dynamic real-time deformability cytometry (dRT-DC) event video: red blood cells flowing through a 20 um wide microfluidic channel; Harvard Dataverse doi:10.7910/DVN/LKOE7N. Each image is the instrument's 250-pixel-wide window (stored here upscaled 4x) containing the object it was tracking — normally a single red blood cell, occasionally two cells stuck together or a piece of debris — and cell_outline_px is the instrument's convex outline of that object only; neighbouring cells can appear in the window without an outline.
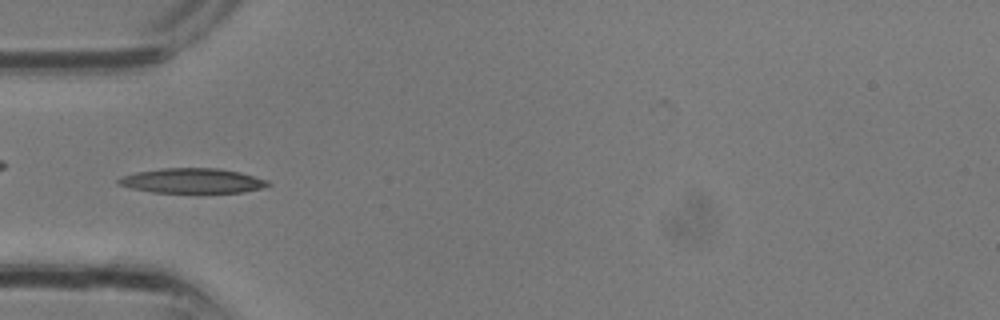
{"species": "common noctule bat (a hibernating species)", "species_latin": "Nyctalus noctula", "temperature_condition": "room temperature", "stored_images_in_passage": 24, "camera_frame_rate_fps": 3000, "um_per_image_px": 0.085, "animal": {"sex": "male", "body_mass_g": 13.3}, "frame": {"image": 1, "passage_image": 2, "time_ms": 0.333, "image_size_px": [1000, 320], "cell_outline_px": [[272, 184], [260, 188], [244, 192], [196, 196], [152, 192], [132, 188], [116, 184], [116, 180], [124, 176], [136, 172], [160, 168], [216, 168], [240, 172], [268, 180]], "centroid_in_image_um": [16.37, 15.42], "position_along_channel_um": 68.6, "area_um2": 22.83}}
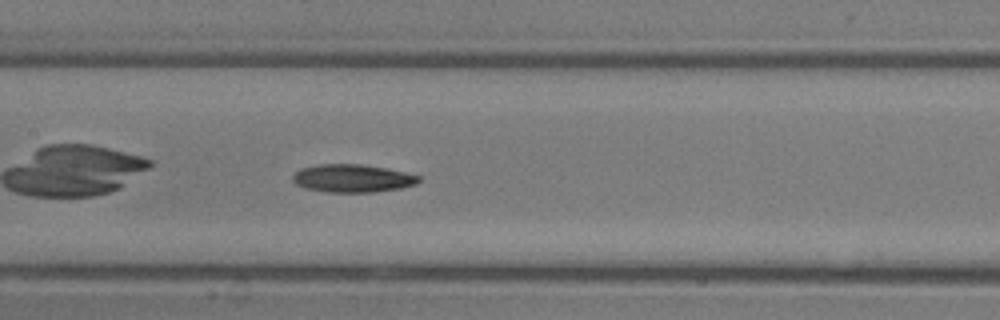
{"frame": {"image": 2, "passage_image": 7, "time_ms": 2.0, "image_size_px": [1000, 320], "cell_outline_px": [[420, 180], [416, 184], [400, 188], [372, 192], [324, 192], [304, 188], [296, 184], [292, 180], [292, 176], [300, 168], [316, 164], [360, 164], [384, 168], [404, 172], [420, 176]], "centroid_in_image_um": [29.91, 15.16], "position_along_channel_um": 177.5, "area_um2": 20.52}}
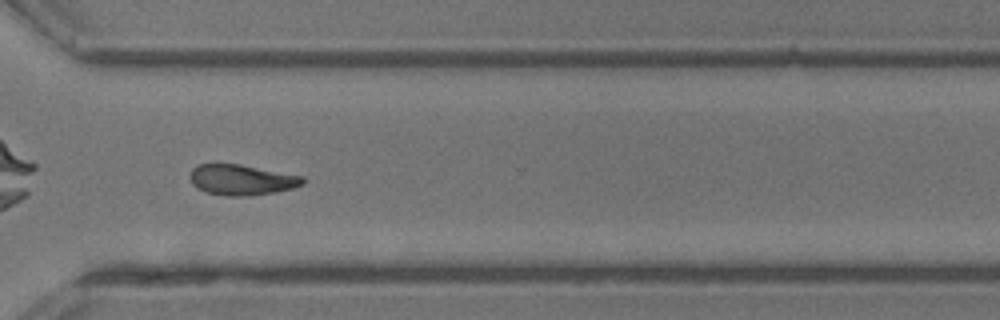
{"frame": {"image": 3, "passage_image": 15, "time_ms": 4.667, "image_size_px": [1000, 320], "cell_outline_px": [[304, 184], [292, 188], [272, 192], [248, 196], [224, 196], [204, 192], [196, 188], [192, 184], [188, 176], [192, 168], [196, 164], [240, 164], [304, 176]], "centroid_in_image_um": [20.48, 15.28], "position_along_channel_um": 350.1, "area_um2": 20.29}}